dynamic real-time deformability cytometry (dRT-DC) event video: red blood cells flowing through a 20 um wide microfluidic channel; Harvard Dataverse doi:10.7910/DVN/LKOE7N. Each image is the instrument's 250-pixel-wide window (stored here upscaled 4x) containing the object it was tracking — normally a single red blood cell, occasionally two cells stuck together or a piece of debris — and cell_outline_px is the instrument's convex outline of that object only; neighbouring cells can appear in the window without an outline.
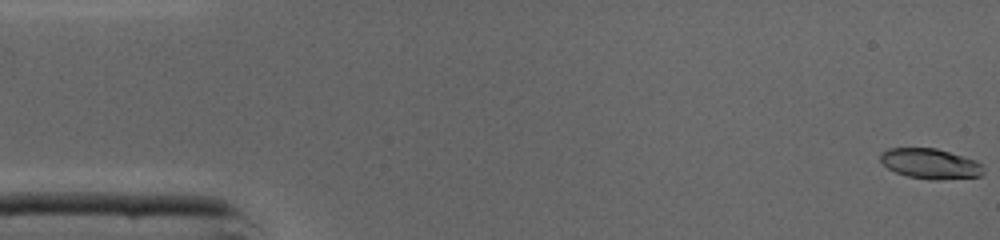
{"species": "common noctule bat (a hibernating species)", "species_latin": "Nyctalus noctula", "temperature_condition": "cold", "stored_images_in_passage": 46, "camera_frame_rate_fps": 3000, "um_per_image_px": 0.085, "animal": {"sex": "male", "body_mass_g": 19.0, "forearm_length_mm": 50.8}, "frame": {"image": 1, "passage_image": 1, "time_ms": 0.0, "image_size_px": [1000, 240], "cell_outline_px": [[984, 172], [980, 176], [940, 180], [932, 180], [908, 176], [896, 172], [888, 168], [880, 160], [880, 152], [888, 148], [936, 148], [976, 160], [980, 164]], "centroid_in_image_um": [79.06, 13.91], "position_along_channel_um": 5.9, "area_um2": 18.09}}
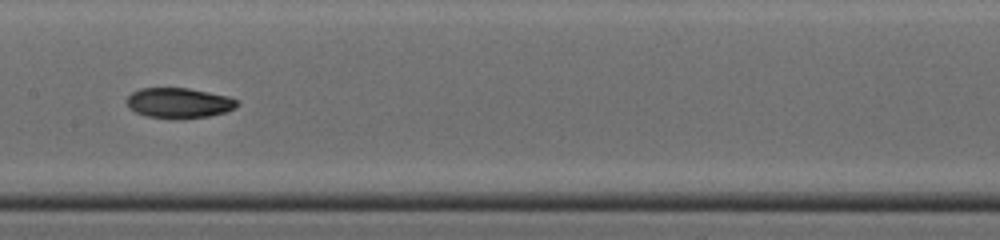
{"frame": {"image": 2, "passage_image": 23, "time_ms": 7.333, "image_size_px": [1000, 240], "cell_outline_px": [[240, 104], [236, 108], [224, 112], [208, 116], [144, 116], [136, 112], [128, 104], [128, 96], [132, 92], [140, 88], [188, 88], [228, 96], [240, 100]], "centroid_in_image_um": [15.27, 8.7], "position_along_channel_um": 192.1, "area_um2": 18.73}}
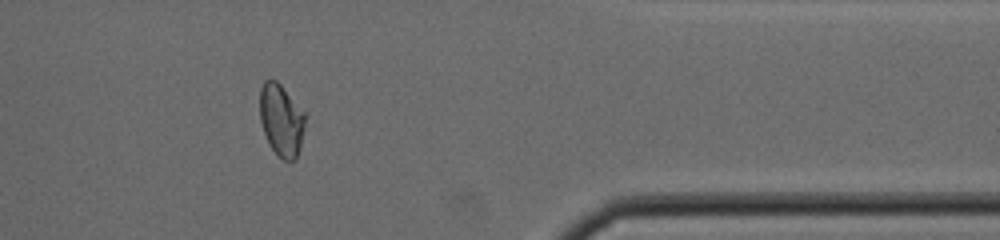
{"frame": {"image": 3, "passage_image": 38, "time_ms": 12.333, "image_size_px": [1000, 240], "cell_outline_px": [[304, 128], [300, 148], [296, 160], [284, 160], [276, 156], [268, 144], [260, 120], [260, 88], [264, 80], [276, 80], [280, 84], [304, 112]], "centroid_in_image_um": [23.89, 10.24], "position_along_channel_um": 387.5, "area_um2": 19.02}, "authors_computed_cell_mechanics": {"area_um2": 19.2185, "velocity_mm_per_s": 4.3629, "shape_relaxation_time_tau1_ms": null, "shape_relaxation_time_tau2_ms": 2.3658, "deformation_change_tau1": null, "deformation_change_tau2": 0.0703}}